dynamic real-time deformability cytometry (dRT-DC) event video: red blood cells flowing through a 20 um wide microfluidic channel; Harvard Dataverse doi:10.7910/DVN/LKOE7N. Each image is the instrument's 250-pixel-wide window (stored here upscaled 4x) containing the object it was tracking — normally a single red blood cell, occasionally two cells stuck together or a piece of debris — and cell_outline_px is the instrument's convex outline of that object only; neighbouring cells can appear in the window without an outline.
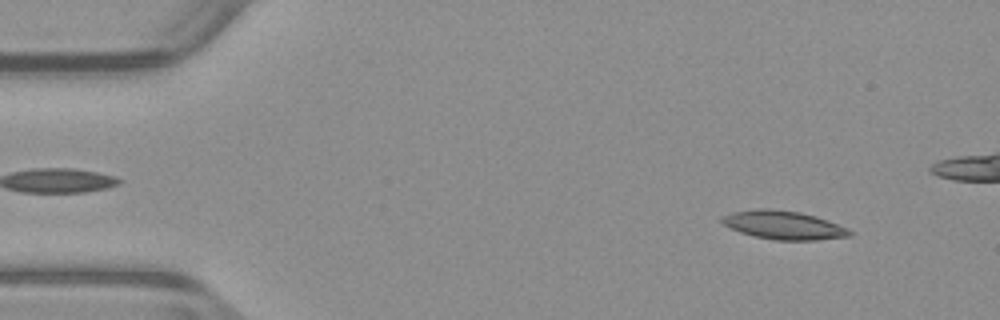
{"species": "common noctule bat (a hibernating species)", "species_latin": "Nyctalus noctula", "temperature_condition": "warm", "stored_images_in_passage": 47, "camera_frame_rate_fps": 3000, "um_per_image_px": 0.085, "animal": {"sex": "male", "body_mass_g": 23.1, "forearm_length_mm": 52.7}, "frame": {"image": 1, "passage_image": 5, "time_ms": 1.333, "image_size_px": [1000, 320], "cell_outline_px": [[852, 236], [816, 240], [776, 240], [752, 236], [740, 232], [724, 224], [720, 220], [720, 216], [732, 212], [756, 208], [772, 208], [800, 212], [816, 216], [828, 220], [848, 228], [852, 232]], "centroid_in_image_um": [66.6, 19.12], "position_along_channel_um": 18.4, "area_um2": 21.44}}
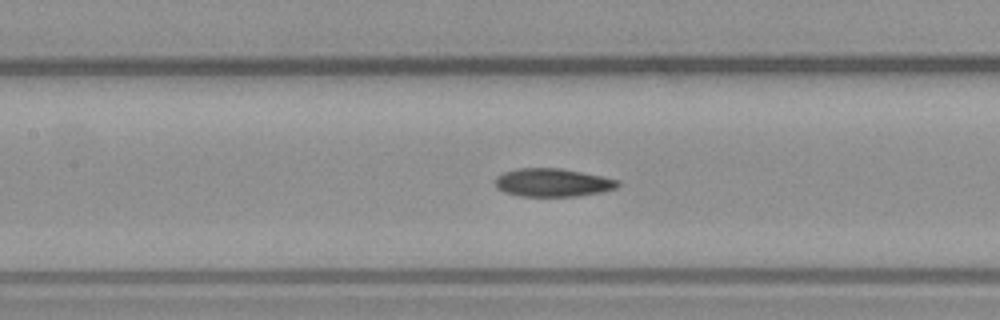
{"frame": {"image": 2, "passage_image": 23, "time_ms": 7.333, "image_size_px": [1000, 320], "cell_outline_px": [[620, 184], [616, 188], [604, 192], [576, 196], [520, 196], [504, 192], [496, 188], [496, 176], [504, 172], [520, 168], [560, 168], [604, 176], [620, 180]], "centroid_in_image_um": [47.01, 15.52], "position_along_channel_um": 160.4, "area_um2": 20.29}}
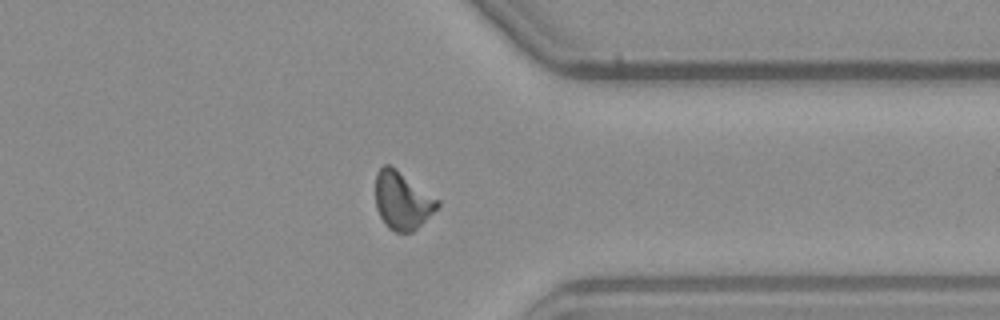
{"frame": {"image": 3, "passage_image": 40, "time_ms": 13.0, "image_size_px": [1000, 320], "cell_outline_px": [[440, 204], [412, 232], [396, 232], [388, 228], [384, 224], [376, 208], [376, 172], [384, 164], [388, 164], [396, 168], [440, 200]], "centroid_in_image_um": [34.17, 17.03], "position_along_channel_um": 377.2, "area_um2": 20.69}, "authors_computed_cell_mechanics": {"area_um2": 20.4612, "velocity_mm_per_s": 3.9401, "shape_relaxation_time_tau1_ms": null, "shape_relaxation_time_tau2_ms": 3.0382, "deformation_change_tau1": null, "deformation_change_tau2": 0.104}}